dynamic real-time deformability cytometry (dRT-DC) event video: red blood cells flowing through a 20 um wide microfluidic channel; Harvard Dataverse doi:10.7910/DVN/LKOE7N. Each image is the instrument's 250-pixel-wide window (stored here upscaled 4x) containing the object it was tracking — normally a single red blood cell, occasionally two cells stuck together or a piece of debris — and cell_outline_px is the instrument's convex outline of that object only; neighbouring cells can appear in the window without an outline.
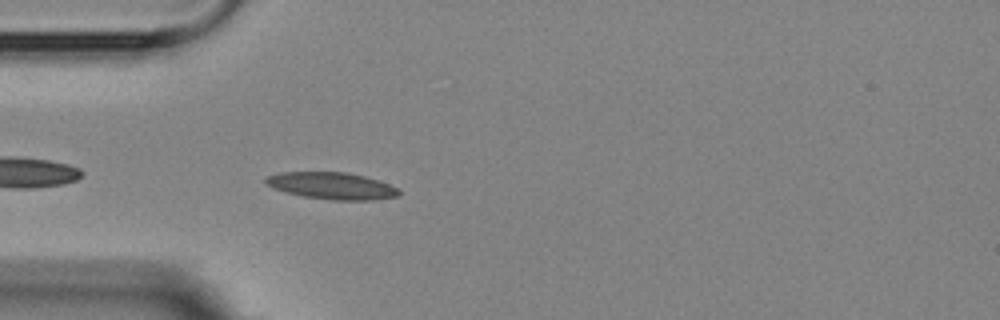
{"species": "Egyptian fruit bat (a non-hibernating species)", "species_latin": "Rousettus aegyptiacus", "temperature_condition": "room temperature", "stored_images_in_passage": 4, "camera_frame_rate_fps": 3000, "um_per_image_px": 0.085, "animal": {"sex": "female"}, "frame": {"image": 1, "passage_image": 4, "time_ms": 3.333, "image_size_px": [1000, 320], "cell_outline_px": [[400, 196], [372, 200], [332, 200], [304, 196], [272, 188], [264, 180], [268, 176], [284, 172], [348, 172], [364, 176], [388, 184], [396, 188], [400, 192]], "centroid_in_image_um": [28.23, 15.79], "position_along_channel_um": 56.8, "area_um2": 20.58}}